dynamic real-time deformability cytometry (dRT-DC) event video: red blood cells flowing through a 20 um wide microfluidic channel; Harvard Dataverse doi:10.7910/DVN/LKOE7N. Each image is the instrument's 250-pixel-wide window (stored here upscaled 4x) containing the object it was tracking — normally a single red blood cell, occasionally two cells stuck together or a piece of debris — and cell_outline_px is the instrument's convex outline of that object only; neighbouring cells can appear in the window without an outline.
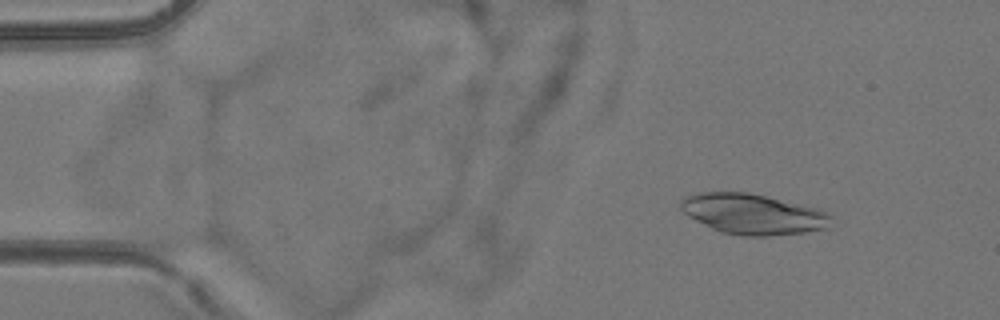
{"species": "common noctule bat (a hibernating species)", "species_latin": "Nyctalus noctula", "temperature_condition": "room temperature", "stored_images_in_passage": 5, "camera_frame_rate_fps": 3000, "um_per_image_px": 0.085, "animal": {"sex": "female", "body_mass_g": 24.6, "forearm_length_mm": 56.2}, "frame": {"image": 1, "passage_image": 2, "time_ms": 1.0, "image_size_px": [1000, 320], "cell_outline_px": [[832, 216], [828, 228], [804, 232], [768, 236], [740, 236], [720, 232], [688, 216], [680, 208], [680, 200], [688, 196], [704, 192], [748, 192], [820, 208], [828, 212]], "centroid_in_image_um": [64.03, 18.2], "position_along_channel_um": 21.0, "area_um2": 35.49}}